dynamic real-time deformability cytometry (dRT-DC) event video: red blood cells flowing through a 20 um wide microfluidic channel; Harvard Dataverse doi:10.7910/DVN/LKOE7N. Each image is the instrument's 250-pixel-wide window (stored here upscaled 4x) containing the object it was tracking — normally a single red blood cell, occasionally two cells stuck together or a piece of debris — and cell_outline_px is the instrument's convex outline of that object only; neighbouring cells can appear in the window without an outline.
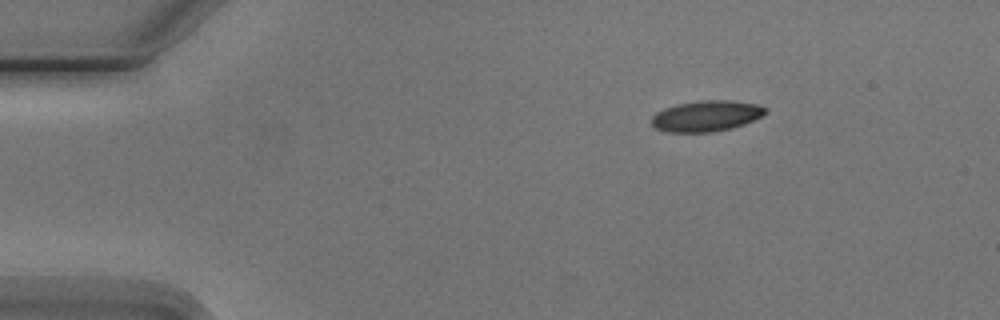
{"species": "Egyptian fruit bat (a non-hibernating species)", "species_latin": "Rousettus aegyptiacus", "temperature_condition": "cold", "stored_images_in_passage": 3, "camera_frame_rate_fps": 3000, "um_per_image_px": 0.085, "animal": {"sex": "male"}, "frame": {"image": 1, "passage_image": 1, "time_ms": 0.0, "image_size_px": [1000, 320], "cell_outline_px": [[768, 112], [744, 124], [732, 128], [712, 132], [668, 132], [656, 128], [652, 124], [652, 116], [656, 112], [664, 108], [676, 104], [700, 100], [732, 100], [756, 104], [768, 108]], "centroid_in_image_um": [60.04, 9.85], "position_along_channel_um": 25.0, "area_um2": 20.52}}